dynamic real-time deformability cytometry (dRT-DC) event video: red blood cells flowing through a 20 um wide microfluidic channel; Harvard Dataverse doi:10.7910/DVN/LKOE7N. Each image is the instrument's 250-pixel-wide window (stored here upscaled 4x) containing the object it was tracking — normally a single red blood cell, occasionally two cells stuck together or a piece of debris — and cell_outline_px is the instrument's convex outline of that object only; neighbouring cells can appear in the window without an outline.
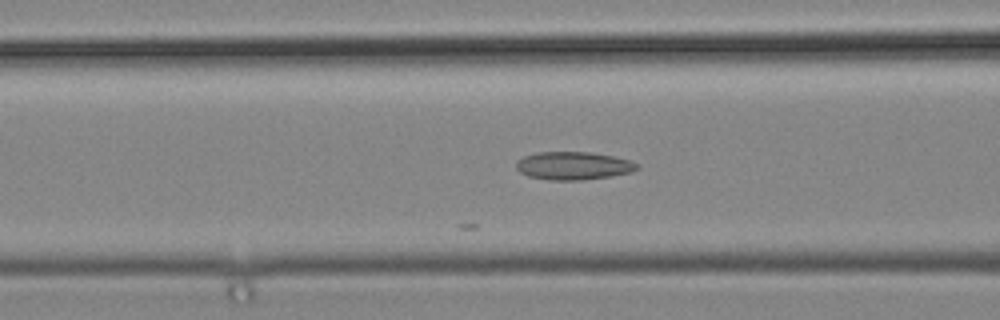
{"species": "common noctule bat (a hibernating species)", "species_latin": "Nyctalus noctula", "temperature_condition": "cold", "stored_images_in_passage": 15, "camera_frame_rate_fps": 3000, "um_per_image_px": 0.085, "animal": {"sex": "male", "body_mass_g": 19.2, "forearm_length_mm": 51.8}, "frame": {"image": 1, "passage_image": 5, "time_ms": 1.333, "image_size_px": [1000, 320], "cell_outline_px": [[640, 168], [632, 172], [608, 176], [580, 180], [548, 180], [528, 176], [520, 172], [516, 168], [516, 160], [524, 156], [536, 152], [592, 152], [612, 156], [628, 160], [640, 164]], "centroid_in_image_um": [48.72, 14.08], "position_along_channel_um": 117.9, "area_um2": 19.77}}
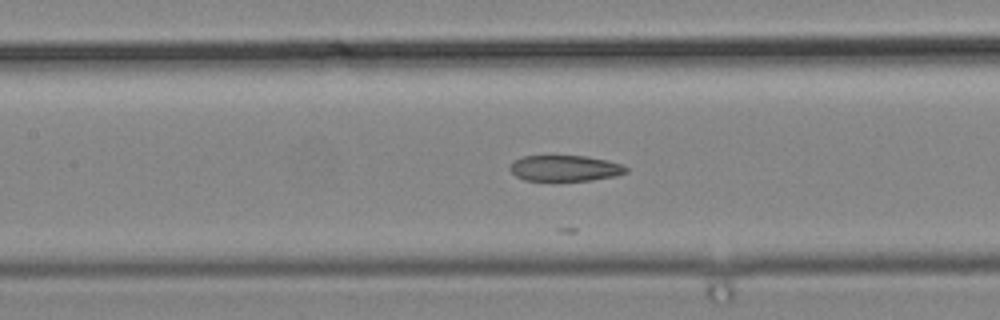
{"frame": {"image": 2, "passage_image": 8, "time_ms": 2.333, "image_size_px": [1000, 320], "cell_outline_px": [[628, 172], [616, 176], [592, 180], [524, 180], [516, 176], [508, 168], [512, 160], [524, 156], [588, 156], [608, 160], [620, 164], [628, 168]], "centroid_in_image_um": [48.02, 14.29], "position_along_channel_um": 159.4, "area_um2": 17.57}}
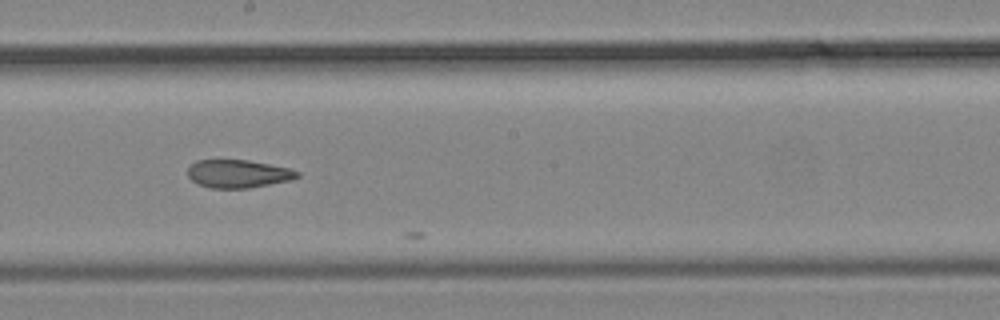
{"frame": {"image": 3, "passage_image": 13, "time_ms": 4.0, "image_size_px": [1000, 320], "cell_outline_px": [[300, 176], [292, 180], [248, 188], [212, 188], [200, 184], [192, 180], [188, 176], [188, 168], [196, 160], [248, 160], [288, 168], [300, 172]], "centroid_in_image_um": [20.26, 14.77], "position_along_channel_um": 227.9, "area_um2": 17.74}}